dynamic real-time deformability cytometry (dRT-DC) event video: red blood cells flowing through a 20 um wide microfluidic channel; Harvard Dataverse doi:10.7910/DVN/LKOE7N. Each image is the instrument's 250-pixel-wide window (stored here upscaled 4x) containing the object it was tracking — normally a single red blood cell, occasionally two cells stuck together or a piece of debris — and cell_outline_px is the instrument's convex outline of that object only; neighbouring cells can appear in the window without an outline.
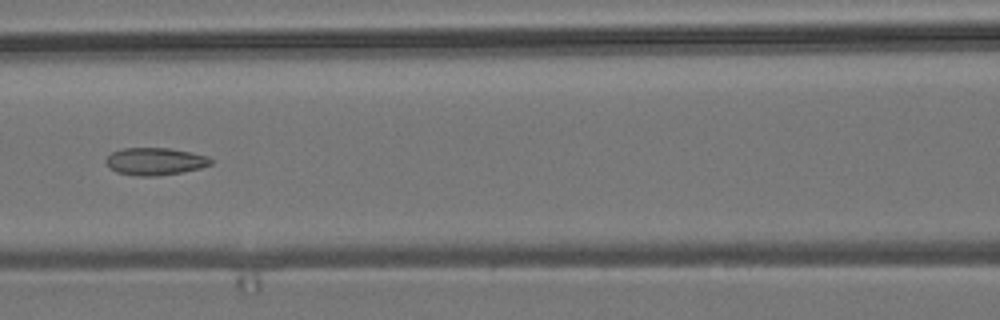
{"species": "common noctule bat (a hibernating species)", "species_latin": "Nyctalus noctula", "temperature_condition": "room temperature", "stored_images_in_passage": 6, "camera_frame_rate_fps": 3000, "um_per_image_px": 0.085, "animal": {"sex": "male", "body_mass_g": 19.2, "forearm_length_mm": 51.8}, "frame": {"image": 1, "passage_image": 6, "time_ms": 6.0, "image_size_px": [1000, 320], "cell_outline_px": [[212, 164], [200, 168], [180, 172], [156, 176], [140, 176], [116, 172], [108, 168], [104, 160], [112, 152], [124, 148], [168, 148], [192, 152], [208, 156], [212, 160]], "centroid_in_image_um": [13.16, 13.71], "position_along_channel_um": 153.4, "area_um2": 16.76}}